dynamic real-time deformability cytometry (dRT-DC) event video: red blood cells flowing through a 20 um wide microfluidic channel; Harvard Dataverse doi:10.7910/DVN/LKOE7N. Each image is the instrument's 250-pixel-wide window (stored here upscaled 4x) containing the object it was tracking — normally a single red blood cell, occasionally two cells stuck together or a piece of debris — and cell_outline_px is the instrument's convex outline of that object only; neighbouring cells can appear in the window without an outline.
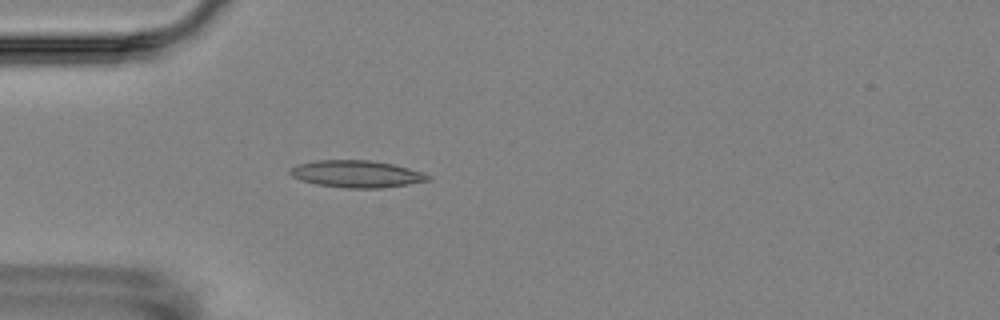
{"species": "Egyptian fruit bat (a non-hibernating species)", "species_latin": "Rousettus aegyptiacus", "temperature_condition": "room temperature", "stored_images_in_passage": 4, "camera_frame_rate_fps": 3000, "um_per_image_px": 0.085, "animal": {"sex": "female"}, "frame": {"image": 1, "passage_image": 4, "time_ms": 3.333, "image_size_px": [1000, 320], "cell_outline_px": [[432, 180], [408, 184], [380, 188], [344, 188], [316, 184], [300, 180], [292, 176], [288, 172], [288, 168], [296, 164], [316, 160], [372, 160], [392, 164], [408, 168], [432, 176]], "centroid_in_image_um": [30.27, 14.78], "position_along_channel_um": 54.7, "area_um2": 21.91}}